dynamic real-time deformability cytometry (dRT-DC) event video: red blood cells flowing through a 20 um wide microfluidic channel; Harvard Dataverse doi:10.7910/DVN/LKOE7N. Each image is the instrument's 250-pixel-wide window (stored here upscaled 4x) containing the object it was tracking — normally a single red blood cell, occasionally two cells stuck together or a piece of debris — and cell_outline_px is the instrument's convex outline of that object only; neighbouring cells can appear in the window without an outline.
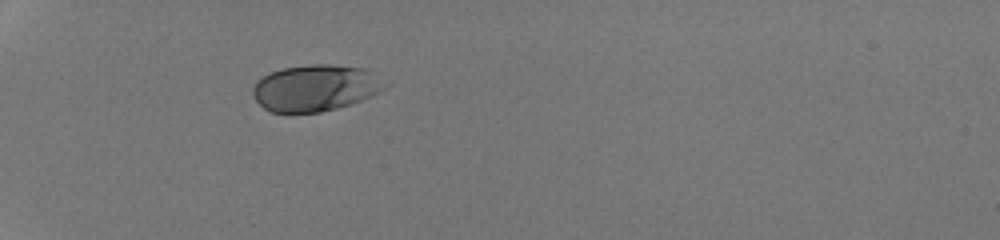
{"species": "human", "species_latin": "Homo sapiens", "temperature_condition": "room temperature", "stored_images_in_passage": 33, "camera_frame_rate_fps": 3000, "um_per_image_px": 0.085, "donor": {"sex": "male"}, "frame": {"image": 1, "passage_image": 1, "time_ms": 0.0, "image_size_px": [1000, 240], "cell_outline_px": [[392, 84], [380, 92], [372, 96], [336, 108], [320, 112], [272, 112], [264, 108], [252, 96], [252, 88], [256, 80], [268, 72], [284, 68], [312, 64], [332, 64], [364, 68], [392, 80]], "centroid_in_image_um": [26.88, 7.45], "position_along_channel_um": 58.1, "area_um2": 36.41}}
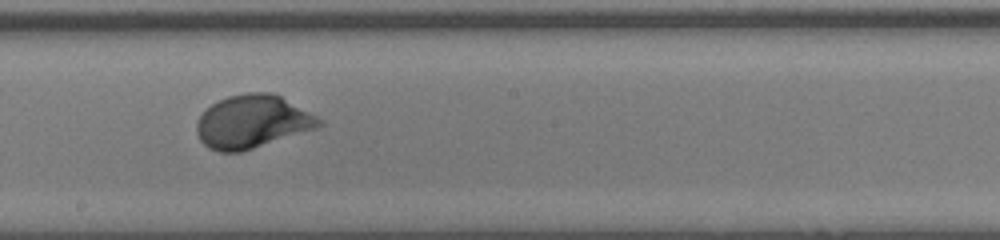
{"frame": {"image": 2, "passage_image": 15, "time_ms": 4.667, "image_size_px": [1000, 240], "cell_outline_px": [[324, 124], [316, 128], [240, 152], [220, 152], [208, 148], [200, 140], [196, 132], [196, 124], [200, 116], [212, 104], [228, 96], [248, 92], [272, 92], [280, 96], [324, 120]], "centroid_in_image_um": [21.44, 10.34], "position_along_channel_um": 226.8, "area_um2": 37.51}}
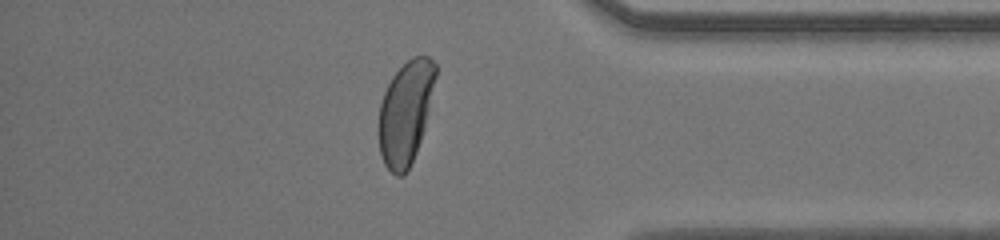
{"frame": {"image": 3, "passage_image": 28, "time_ms": 9.0, "image_size_px": [1000, 240], "cell_outline_px": [[436, 76], [424, 128], [416, 152], [404, 176], [396, 176], [384, 164], [380, 152], [380, 104], [384, 92], [392, 76], [412, 56], [428, 56], [436, 64]], "centroid_in_image_um": [34.48, 9.55], "position_along_channel_um": 400.7, "area_um2": 33.47}, "authors_computed_cell_mechanics": {"area_um2": 36.8186, "velocity_mm_per_s": 4.2516, "shape_relaxation_time_tau1_ms": 2.3573, "shape_relaxation_time_tau2_ms": null, "deformation_change_tau1": 0.1506, "deformation_change_tau2": null}}